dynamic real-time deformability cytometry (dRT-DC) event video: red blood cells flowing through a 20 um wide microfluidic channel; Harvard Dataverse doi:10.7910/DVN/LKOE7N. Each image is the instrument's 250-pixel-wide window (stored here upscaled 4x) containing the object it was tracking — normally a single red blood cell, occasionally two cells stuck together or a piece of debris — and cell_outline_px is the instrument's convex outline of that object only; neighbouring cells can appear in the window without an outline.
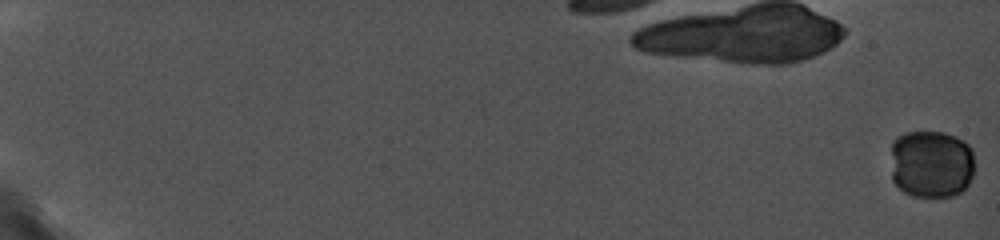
{"species": "common noctule bat (a hibernating species)", "species_latin": "Nyctalus noctula", "temperature_condition": "cold", "stored_images_in_passage": 16, "camera_frame_rate_fps": 5000, "um_per_image_px": 0.085, "animal": {"sex": "female", "body_mass_g": 19.0, "forearm_length_mm": 56.7}, "frame": {"image": 1, "passage_image": 1, "time_ms": 0.0, "image_size_px": [1000, 240], "cell_outline_px": [[976, 168], [968, 184], [960, 192], [952, 196], [912, 196], [904, 192], [892, 180], [892, 140], [904, 132], [944, 132], [956, 136], [968, 144], [972, 148]], "centroid_in_image_um": [79.19, 13.92], "position_along_channel_um": 5.8, "area_um2": 33.76}}